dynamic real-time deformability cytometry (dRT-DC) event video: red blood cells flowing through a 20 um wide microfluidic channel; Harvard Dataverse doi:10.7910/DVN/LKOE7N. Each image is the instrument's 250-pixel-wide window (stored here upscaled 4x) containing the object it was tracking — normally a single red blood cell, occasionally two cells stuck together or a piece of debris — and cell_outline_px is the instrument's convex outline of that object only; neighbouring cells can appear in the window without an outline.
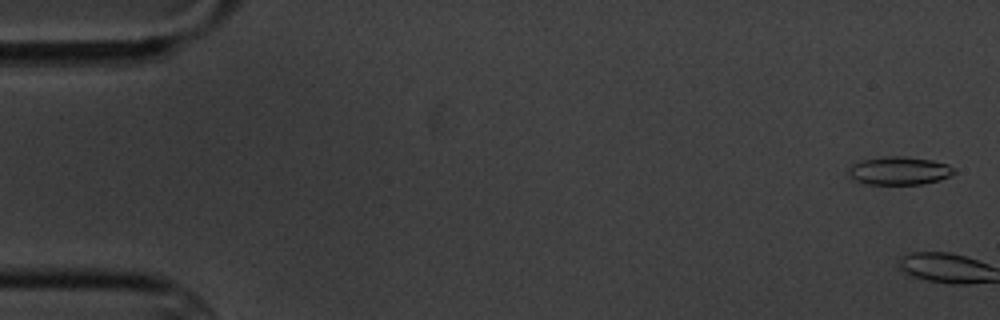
{"species": "common noctule bat (a hibernating species)", "species_latin": "Nyctalus noctula", "temperature_condition": "cold", "stored_images_in_passage": 12, "camera_frame_rate_fps": 3000, "um_per_image_px": 0.085, "animal": {"sex": "male", "body_mass_g": 20.1, "forearm_length_mm": 53.5}, "frame": {"image": 1, "passage_image": 1, "time_ms": 0.0, "image_size_px": [1000, 320], "cell_outline_px": [[956, 172], [940, 180], [920, 184], [864, 184], [848, 176], [844, 172], [852, 164], [864, 160], [884, 156], [900, 156], [932, 160], [948, 164]], "centroid_in_image_um": [76.37, 14.51], "position_along_channel_um": 8.6, "area_um2": 17.34}}
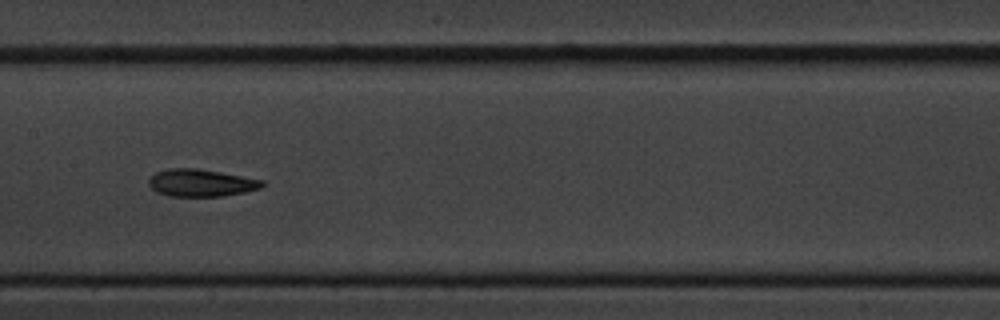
{"frame": {"image": 2, "passage_image": 9, "time_ms": 10.0, "image_size_px": [1000, 320], "cell_outline_px": [[264, 184], [260, 188], [244, 192], [224, 196], [168, 196], [156, 192], [148, 184], [148, 180], [156, 172], [168, 168], [196, 168], [220, 172], [264, 180]], "centroid_in_image_um": [17.07, 15.54], "position_along_channel_um": 190.3, "area_um2": 18.03}}
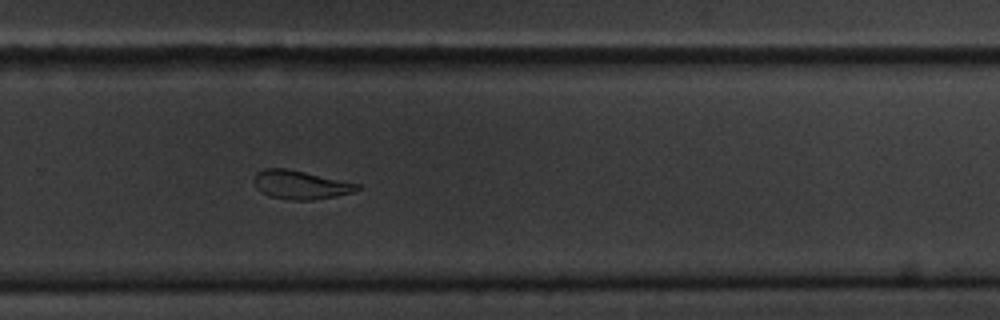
{"frame": {"image": 3, "passage_image": 12, "time_ms": 13.333, "image_size_px": [1000, 320], "cell_outline_px": [[360, 188], [356, 192], [336, 196], [312, 200], [292, 200], [272, 196], [260, 192], [256, 188], [256, 172], [264, 168], [288, 168], [360, 184]], "centroid_in_image_um": [25.58, 15.7], "position_along_channel_um": 304.2, "area_um2": 17.17}}